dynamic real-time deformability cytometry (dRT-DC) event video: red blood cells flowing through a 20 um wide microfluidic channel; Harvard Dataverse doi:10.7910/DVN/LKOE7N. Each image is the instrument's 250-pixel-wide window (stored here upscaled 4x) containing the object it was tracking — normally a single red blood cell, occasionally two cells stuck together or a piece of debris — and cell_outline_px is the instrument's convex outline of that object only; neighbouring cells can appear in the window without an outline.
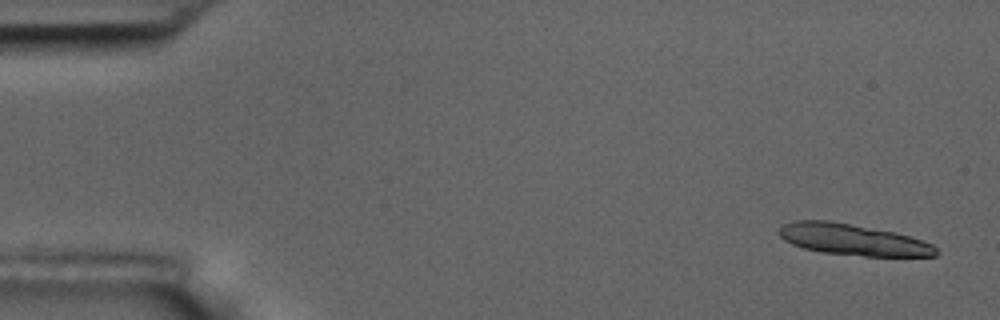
{"species": "common noctule bat (a hibernating species)", "species_latin": "Nyctalus noctula", "temperature_condition": "room temperature", "stored_images_in_passage": 4, "camera_frame_rate_fps": 3000, "um_per_image_px": 0.085, "animal": {"sex": "male", "body_mass_g": 17.5, "forearm_length_mm": 52.3}, "frame": {"image": 1, "passage_image": 1, "time_ms": 0.0, "image_size_px": [1000, 320], "cell_outline_px": [[940, 252], [936, 256], [864, 256], [820, 252], [804, 248], [792, 244], [784, 240], [780, 236], [780, 228], [784, 224], [796, 220], [828, 220], [896, 232], [932, 244]], "centroid_in_image_um": [72.5, 20.37], "position_along_channel_um": 12.5, "area_um2": 28.44}}